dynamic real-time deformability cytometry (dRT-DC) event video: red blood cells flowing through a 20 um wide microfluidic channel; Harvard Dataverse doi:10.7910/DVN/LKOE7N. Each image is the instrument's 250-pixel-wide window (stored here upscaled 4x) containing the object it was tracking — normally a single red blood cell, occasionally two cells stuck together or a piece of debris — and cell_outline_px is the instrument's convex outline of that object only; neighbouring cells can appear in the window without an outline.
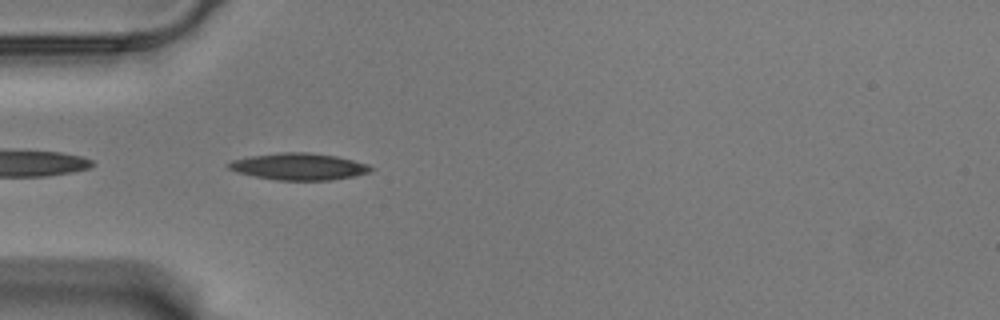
{"species": "Egyptian fruit bat (a non-hibernating species)", "species_latin": "Rousettus aegyptiacus", "temperature_condition": "warm", "stored_images_in_passage": 42, "camera_frame_rate_fps": 3000, "um_per_image_px": 0.085, "animal": {"sex": "male"}, "frame": {"image": 1, "passage_image": 2, "time_ms": 0.333, "image_size_px": [1000, 320], "cell_outline_px": [[376, 168], [368, 172], [352, 176], [328, 180], [276, 180], [236, 172], [228, 168], [228, 164], [232, 160], [252, 156], [284, 152], [308, 152], [336, 156], [368, 164]], "centroid_in_image_um": [25.41, 14.15], "position_along_channel_um": 59.6, "area_um2": 21.91}}
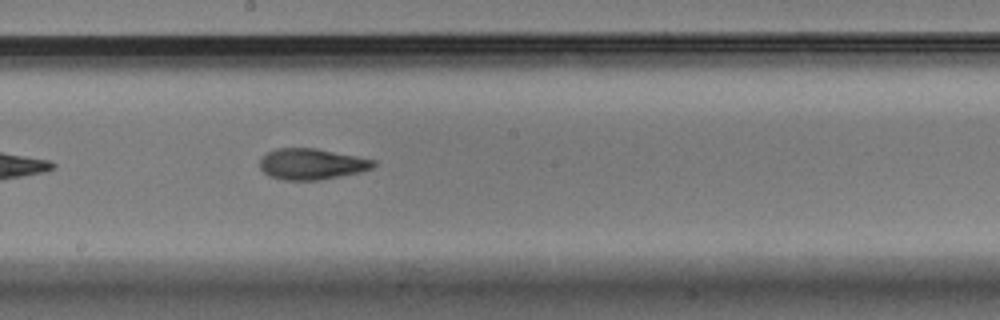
{"frame": {"image": 2, "passage_image": 16, "time_ms": 5.0, "image_size_px": [1000, 320], "cell_outline_px": [[376, 164], [372, 168], [360, 172], [320, 180], [284, 180], [268, 176], [260, 168], [260, 160], [264, 152], [276, 148], [316, 148], [376, 160]], "centroid_in_image_um": [26.46, 13.94], "position_along_channel_um": 221.7, "area_um2": 20.69}}
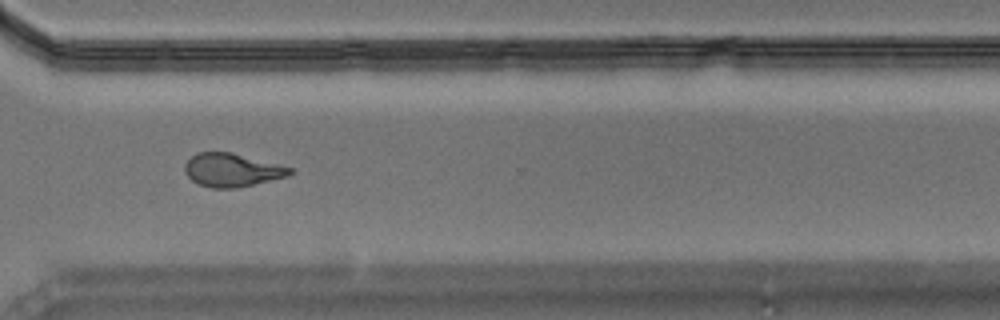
{"frame": {"image": 3, "passage_image": 27, "time_ms": 8.667, "image_size_px": [1000, 320], "cell_outline_px": [[292, 172], [288, 176], [236, 188], [212, 188], [200, 184], [192, 180], [184, 172], [184, 164], [196, 152], [232, 152], [292, 168]], "centroid_in_image_um": [19.68, 14.45], "position_along_channel_um": 350.9, "area_um2": 20.23}, "authors_computed_cell_mechanics": {"area_um2": 20.808, "velocity_mm_per_s": 3.5266, "shape_relaxation_time_tau1_ms": 6.7322, "shape_relaxation_time_tau2_ms": 2.743, "deformation_change_tau1": 0.2283, "deformation_change_tau2": 0.1063}}